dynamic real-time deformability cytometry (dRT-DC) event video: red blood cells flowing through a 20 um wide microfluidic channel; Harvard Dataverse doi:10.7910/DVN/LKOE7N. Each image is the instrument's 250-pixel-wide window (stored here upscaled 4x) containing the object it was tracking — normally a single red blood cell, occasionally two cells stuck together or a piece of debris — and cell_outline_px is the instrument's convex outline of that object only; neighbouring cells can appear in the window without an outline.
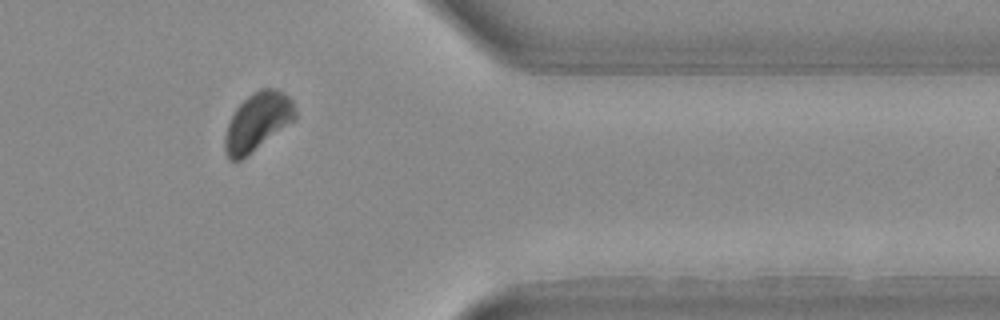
{"species": "Egyptian fruit bat (a non-hibernating species)", "species_latin": "Rousettus aegyptiacus", "temperature_condition": "warm", "stored_images_in_passage": 21, "camera_frame_rate_fps": 3000, "um_per_image_px": 0.085, "animal": {"sex": "female"}, "frame": {"image": 1, "passage_image": 18, "time_ms": 5.667, "image_size_px": [1000, 320], "cell_outline_px": [[296, 120], [240, 160], [228, 160], [224, 152], [224, 136], [228, 124], [236, 108], [252, 92], [260, 88], [276, 88], [284, 92], [292, 100], [296, 112]], "centroid_in_image_um": [21.9, 10.34], "position_along_channel_um": 389.5, "area_um2": 23.81}}